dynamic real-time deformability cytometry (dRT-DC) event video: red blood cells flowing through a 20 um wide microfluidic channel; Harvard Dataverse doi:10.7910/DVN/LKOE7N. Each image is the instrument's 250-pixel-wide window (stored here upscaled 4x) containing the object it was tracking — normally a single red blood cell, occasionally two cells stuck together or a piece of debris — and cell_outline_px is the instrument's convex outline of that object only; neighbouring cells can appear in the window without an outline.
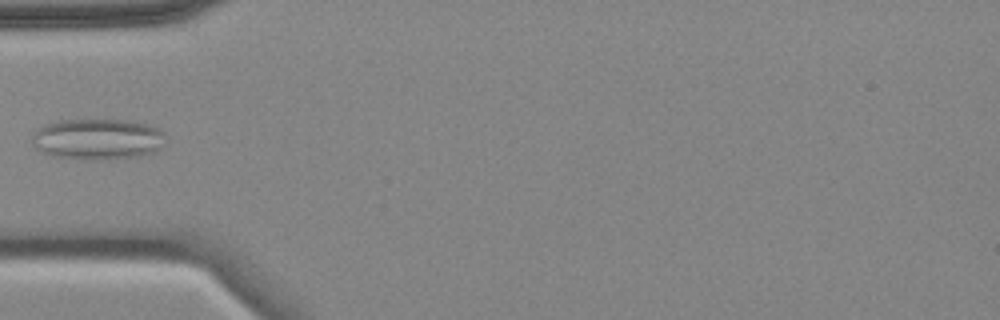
{"species": "common noctule bat (a hibernating species)", "species_latin": "Nyctalus noctula", "temperature_condition": "cold", "stored_images_in_passage": 5, "camera_frame_rate_fps": 3000, "um_per_image_px": 0.085, "animal": {"sex": "female", "body_mass_g": 18.4}, "frame": {"image": 1, "passage_image": 5, "time_ms": 4.667, "image_size_px": [1000, 320], "cell_outline_px": [[164, 132], [160, 148], [156, 152], [140, 156], [92, 160], [52, 156], [40, 152], [36, 148], [32, 140], [32, 136], [36, 128], [44, 124], [60, 120], [132, 120], [152, 124], [160, 128]], "centroid_in_image_um": [8.3, 11.81], "position_along_channel_um": 76.7, "area_um2": 32.19}}